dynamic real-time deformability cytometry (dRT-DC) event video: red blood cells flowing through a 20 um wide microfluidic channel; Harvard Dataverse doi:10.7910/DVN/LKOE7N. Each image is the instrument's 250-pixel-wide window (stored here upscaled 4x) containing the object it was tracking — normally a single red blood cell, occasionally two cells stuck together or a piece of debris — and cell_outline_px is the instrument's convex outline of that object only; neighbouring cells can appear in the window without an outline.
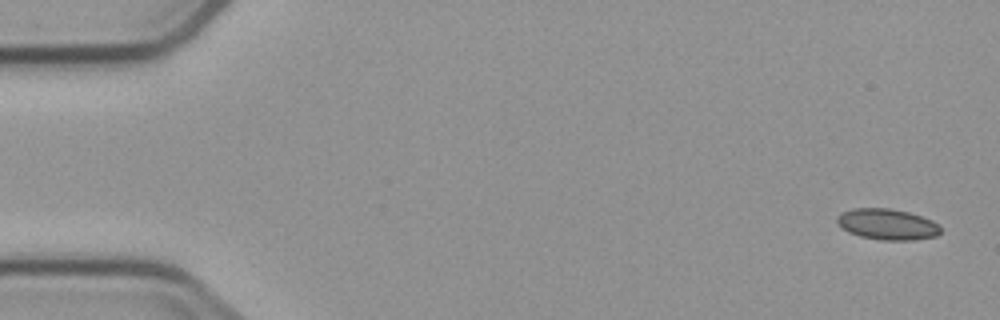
{"species": "common noctule bat (a hibernating species)", "species_latin": "Nyctalus noctula", "temperature_condition": "cold", "stored_images_in_passage": 5, "camera_frame_rate_fps": 3000, "um_per_image_px": 0.085, "animal": {"sex": "male", "body_mass_g": 23.1, "forearm_length_mm": 52.7}, "frame": {"image": 1, "passage_image": 1, "time_ms": 0.0, "image_size_px": [1000, 320], "cell_outline_px": [[940, 232], [936, 236], [912, 240], [880, 240], [860, 236], [848, 232], [836, 220], [836, 216], [840, 212], [852, 208], [888, 208], [908, 212], [932, 220], [940, 228]], "centroid_in_image_um": [75.38, 19.06], "position_along_channel_um": 9.6, "area_um2": 18.55}}
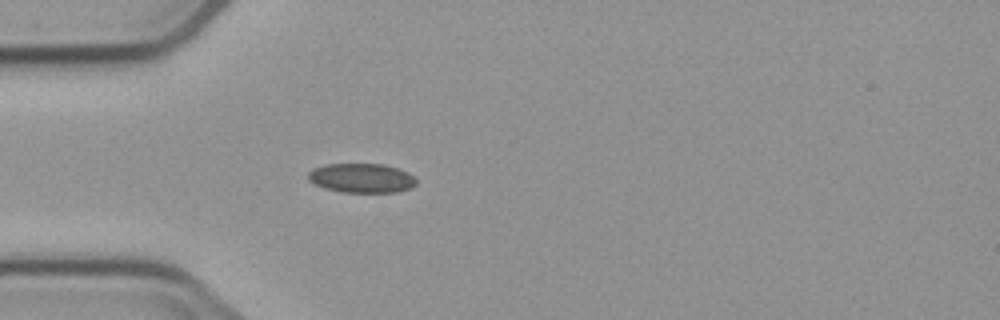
{"frame": {"image": 2, "passage_image": 5, "time_ms": 4.667, "image_size_px": [1000, 320], "cell_outline_px": [[416, 184], [412, 188], [396, 192], [340, 192], [324, 188], [308, 180], [308, 172], [312, 168], [324, 164], [384, 164], [408, 172], [416, 180]], "centroid_in_image_um": [30.71, 15.13], "position_along_channel_um": 54.3, "area_um2": 18.55}}